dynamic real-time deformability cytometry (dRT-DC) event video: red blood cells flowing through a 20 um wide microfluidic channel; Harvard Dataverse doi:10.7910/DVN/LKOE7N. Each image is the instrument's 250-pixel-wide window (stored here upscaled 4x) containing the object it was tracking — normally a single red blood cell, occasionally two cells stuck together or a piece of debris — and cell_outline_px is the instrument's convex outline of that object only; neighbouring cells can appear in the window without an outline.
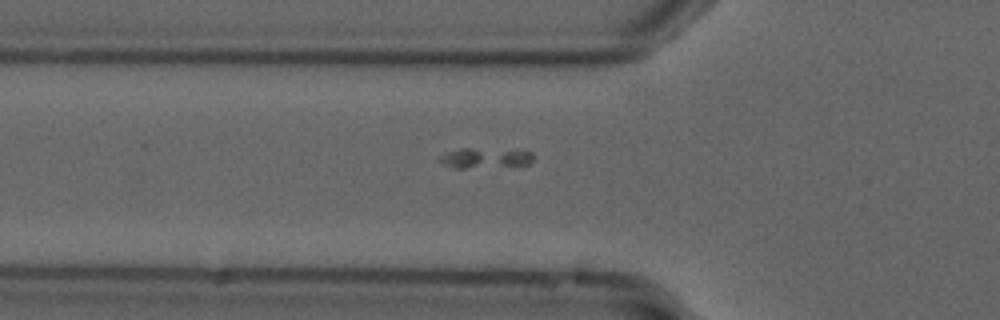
{"species": "common noctule bat (a hibernating species)", "species_latin": "Nyctalus noctula", "temperature_condition": "cold", "stored_images_in_passage": 49, "camera_frame_rate_fps": 3000, "um_per_image_px": 0.085, "animal": {"sex": "male", "forearm_length_mm": 52.5}, "frame": {"image": 1, "passage_image": 20, "time_ms": 6.333, "image_size_px": [1000, 320], "cell_outline_px": [[532, 164], [464, 168], [456, 168], [444, 164], [440, 160], [440, 156], [448, 152], [460, 148], [468, 148], [532, 152]], "centroid_in_image_um": [41.22, 13.44], "position_along_channel_um": 84.6, "area_um2": 10.52}}